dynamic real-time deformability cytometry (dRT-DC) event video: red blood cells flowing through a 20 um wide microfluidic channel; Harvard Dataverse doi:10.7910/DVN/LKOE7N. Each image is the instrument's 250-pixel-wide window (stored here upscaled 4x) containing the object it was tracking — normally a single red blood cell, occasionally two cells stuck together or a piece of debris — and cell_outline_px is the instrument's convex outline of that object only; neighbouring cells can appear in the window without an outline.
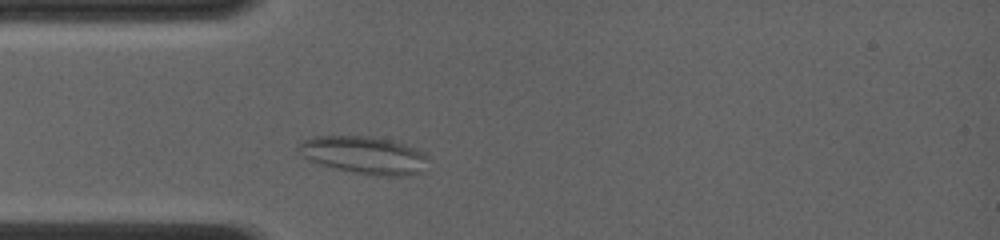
{"species": "common noctule bat (a hibernating species)", "species_latin": "Nyctalus noctula", "temperature_condition": "room temperature", "stored_images_in_passage": 45, "camera_frame_rate_fps": 4000, "um_per_image_px": 0.085, "animal": {"sex": "female", "body_mass_g": 19.0, "forearm_length_mm": 56.7}, "frame": {"image": 1, "passage_image": 7, "time_ms": 1.5, "image_size_px": [1000, 240], "cell_outline_px": [[428, 172], [412, 176], [380, 176], [352, 172], [320, 164], [308, 160], [300, 152], [300, 144], [304, 140], [312, 136], [368, 136], [388, 140], [404, 144], [424, 152], [428, 156]], "centroid_in_image_um": [31.07, 13.21], "position_along_channel_um": 53.9, "area_um2": 28.61}}
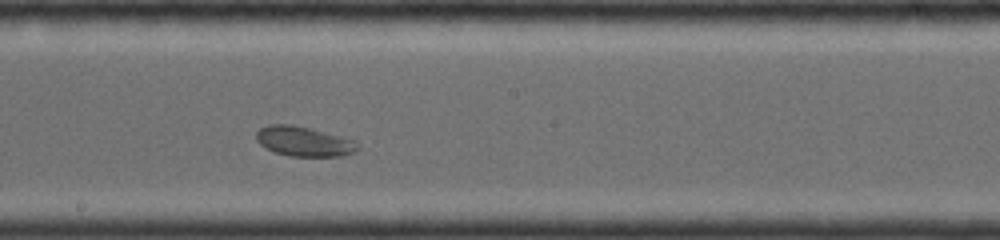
{"frame": {"image": 2, "passage_image": 24, "time_ms": 5.75, "image_size_px": [1000, 240], "cell_outline_px": [[360, 148], [356, 152], [340, 156], [288, 156], [264, 148], [256, 140], [256, 132], [260, 128], [268, 124], [292, 124], [356, 140], [360, 144]], "centroid_in_image_um": [25.84, 12.02], "position_along_channel_um": 222.4, "area_um2": 17.74}}
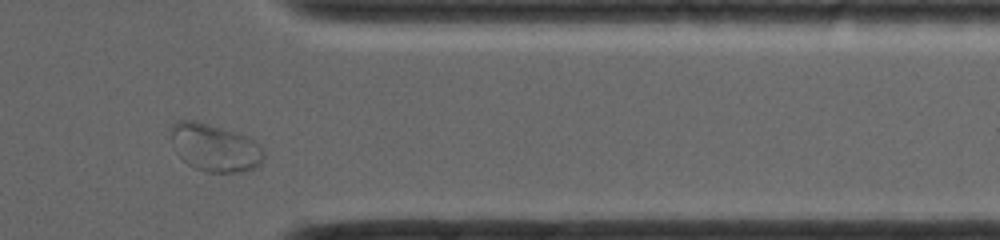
{"frame": {"image": 3, "passage_image": 41, "time_ms": 10.0, "image_size_px": [1000, 240], "cell_outline_px": [[264, 156], [260, 168], [244, 172], [204, 172], [188, 164], [176, 152], [172, 140], [172, 124], [180, 120], [196, 120], [236, 132], [248, 136], [256, 140], [260, 144], [264, 152]], "centroid_in_image_um": [18.33, 12.56], "position_along_channel_um": 393.1, "area_um2": 26.07}}